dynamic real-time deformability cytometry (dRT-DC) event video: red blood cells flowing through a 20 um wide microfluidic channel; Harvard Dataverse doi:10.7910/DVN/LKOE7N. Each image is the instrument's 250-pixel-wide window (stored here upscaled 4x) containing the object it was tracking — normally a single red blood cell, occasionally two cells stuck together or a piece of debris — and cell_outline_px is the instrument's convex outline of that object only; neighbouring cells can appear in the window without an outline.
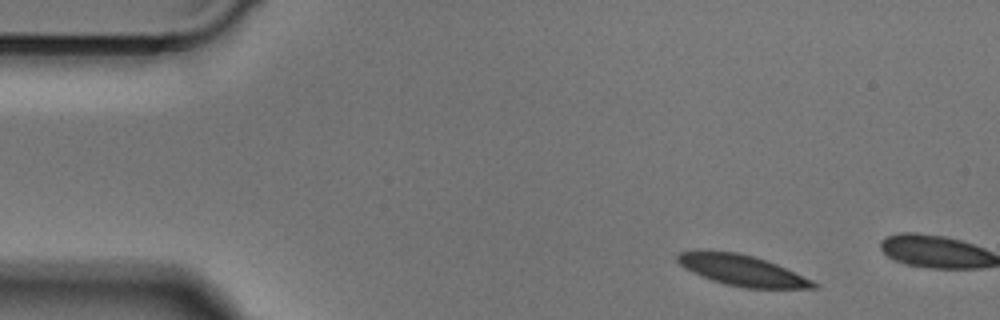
{"species": "Egyptian fruit bat (a non-hibernating species)", "species_latin": "Rousettus aegyptiacus", "temperature_condition": "cold", "stored_images_in_passage": 2, "camera_frame_rate_fps": 3000, "um_per_image_px": 0.085, "animal": {"sex": "male"}, "frame": {"image": 1, "passage_image": 1, "time_ms": 0.0, "image_size_px": [1000, 320], "cell_outline_px": [[820, 288], [744, 288], [724, 284], [712, 280], [692, 272], [684, 268], [676, 260], [676, 256], [680, 252], [736, 252], [752, 256], [776, 264], [812, 280], [820, 284]], "centroid_in_image_um": [63.12, 23.01], "position_along_channel_um": 21.9, "area_um2": 23.87}}